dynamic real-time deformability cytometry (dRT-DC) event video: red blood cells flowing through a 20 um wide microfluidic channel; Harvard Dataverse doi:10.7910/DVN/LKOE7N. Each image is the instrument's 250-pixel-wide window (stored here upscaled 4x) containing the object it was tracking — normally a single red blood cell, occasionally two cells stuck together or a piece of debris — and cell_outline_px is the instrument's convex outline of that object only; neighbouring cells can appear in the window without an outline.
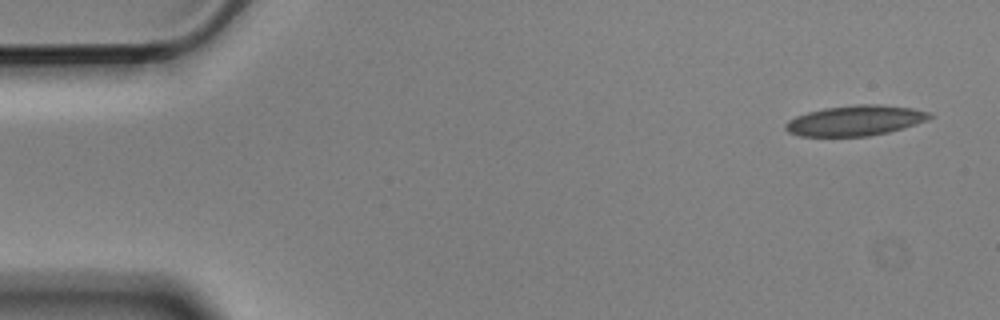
{"species": "Egyptian fruit bat (a non-hibernating species)", "species_latin": "Rousettus aegyptiacus", "temperature_condition": "cold", "stored_images_in_passage": 4, "camera_frame_rate_fps": 3000, "um_per_image_px": 0.085, "animal": {"sex": "male"}, "frame": {"image": 1, "passage_image": 1, "time_ms": 0.0, "image_size_px": [1000, 320], "cell_outline_px": [[936, 116], [928, 120], [904, 128], [888, 132], [868, 136], [800, 136], [788, 132], [784, 128], [784, 124], [788, 120], [796, 116], [808, 112], [824, 108], [856, 104], [880, 104], [912, 108], [932, 112]], "centroid_in_image_um": [72.74, 10.24], "position_along_channel_um": 12.3, "area_um2": 25.72}}
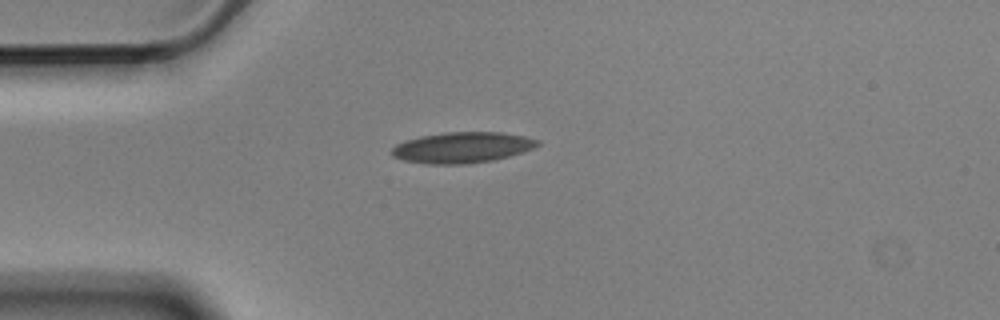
{"frame": {"image": 2, "passage_image": 4, "time_ms": 1.0, "image_size_px": [1000, 320], "cell_outline_px": [[540, 144], [532, 148], [508, 156], [492, 160], [468, 164], [424, 164], [404, 160], [392, 156], [392, 148], [396, 144], [404, 140], [420, 136], [444, 132], [500, 132], [524, 136], [540, 140]], "centroid_in_image_um": [39.25, 12.53], "position_along_channel_um": 45.8, "area_um2": 26.18}}